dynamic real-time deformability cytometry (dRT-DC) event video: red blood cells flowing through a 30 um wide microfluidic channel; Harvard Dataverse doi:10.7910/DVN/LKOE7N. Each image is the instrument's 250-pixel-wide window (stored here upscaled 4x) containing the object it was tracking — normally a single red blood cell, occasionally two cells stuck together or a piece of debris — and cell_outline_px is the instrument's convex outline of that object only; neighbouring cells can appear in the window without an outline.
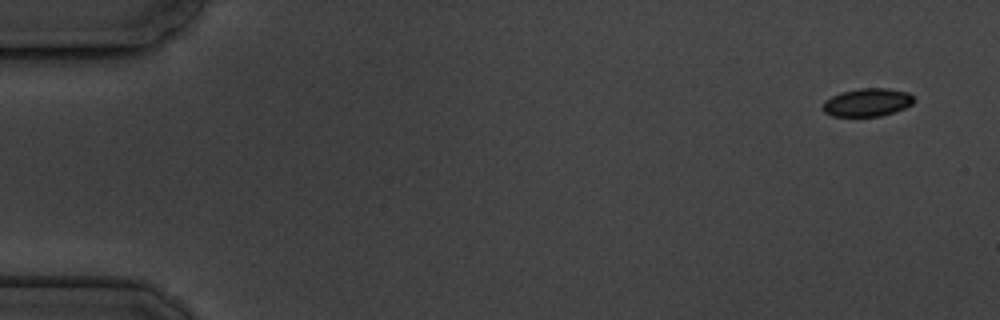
{"species": "common noctule bat (a hibernating species)", "species_latin": "Nyctalus noctula", "temperature_condition": "cold", "stored_images_in_passage": 4, "camera_frame_rate_fps": 3000, "um_per_image_px": 0.085, "animal": {"sex": "male", "body_mass_g": 19.5, "forearm_length_mm": 54.6}, "frame": {"image": 1, "passage_image": 1, "time_ms": 0.0, "image_size_px": [1000, 320], "cell_outline_px": [[916, 100], [912, 104], [904, 108], [880, 116], [832, 116], [824, 112], [820, 108], [824, 100], [840, 92], [860, 88], [888, 88], [908, 92]], "centroid_in_image_um": [73.68, 8.69], "position_along_channel_um": 11.3, "area_um2": 15.03}}
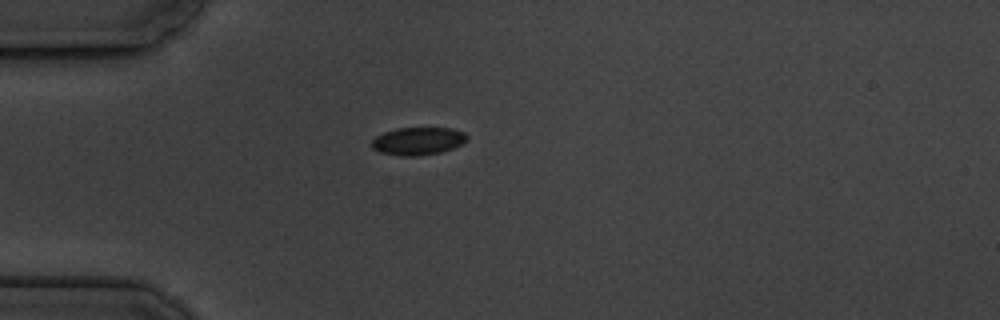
{"frame": {"image": 2, "passage_image": 4, "time_ms": 4.333, "image_size_px": [1000, 320], "cell_outline_px": [[468, 136], [460, 144], [452, 148], [440, 152], [416, 156], [400, 156], [380, 152], [372, 148], [372, 140], [376, 136], [384, 132], [396, 128], [452, 128], [464, 132]], "centroid_in_image_um": [35.49, 11.98], "position_along_channel_um": 49.5, "area_um2": 15.26}}